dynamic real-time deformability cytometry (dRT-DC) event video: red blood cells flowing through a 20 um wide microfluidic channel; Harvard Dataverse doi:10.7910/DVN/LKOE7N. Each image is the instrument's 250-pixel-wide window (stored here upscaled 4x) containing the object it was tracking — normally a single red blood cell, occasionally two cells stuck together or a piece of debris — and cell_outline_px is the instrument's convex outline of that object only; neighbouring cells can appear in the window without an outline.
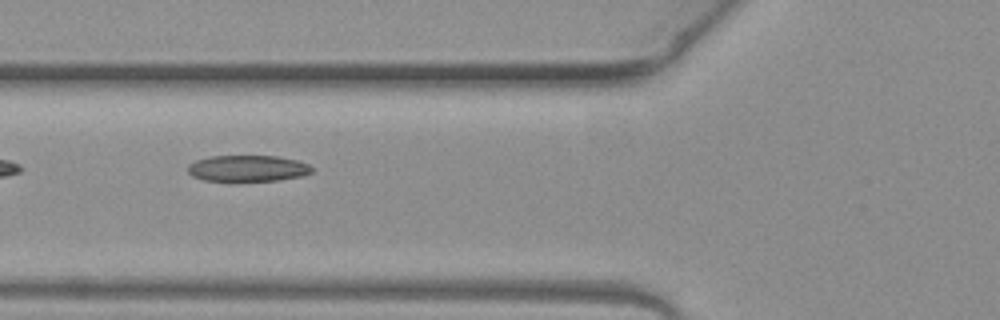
{"species": "common noctule bat (a hibernating species)", "species_latin": "Nyctalus noctula", "temperature_condition": "warm", "stored_images_in_passage": 6, "camera_frame_rate_fps": 3000, "um_per_image_px": 0.085, "animal": {"sex": "female", "body_mass_g": 19.3, "forearm_length_mm": 54.1}, "frame": {"image": 1, "passage_image": 5, "time_ms": 1.333, "image_size_px": [1000, 320], "cell_outline_px": [[312, 172], [304, 176], [276, 180], [232, 184], [204, 180], [192, 176], [188, 172], [188, 164], [196, 160], [212, 156], [276, 156], [296, 160], [308, 164], [312, 168]], "centroid_in_image_um": [21.01, 14.36], "position_along_channel_um": 104.8, "area_um2": 19.77}}
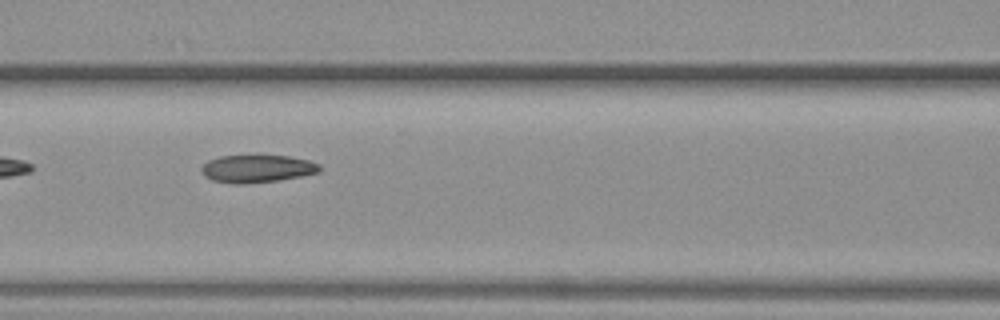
{"frame": {"image": 2, "passage_image": 6, "time_ms": 1.667, "image_size_px": [1000, 320], "cell_outline_px": [[320, 172], [300, 176], [276, 180], [244, 184], [232, 184], [212, 180], [204, 176], [200, 172], [200, 168], [208, 160], [220, 156], [288, 156], [308, 160], [320, 164]], "centroid_in_image_um": [21.81, 14.34], "position_along_channel_um": 144.8, "area_um2": 18.96}}